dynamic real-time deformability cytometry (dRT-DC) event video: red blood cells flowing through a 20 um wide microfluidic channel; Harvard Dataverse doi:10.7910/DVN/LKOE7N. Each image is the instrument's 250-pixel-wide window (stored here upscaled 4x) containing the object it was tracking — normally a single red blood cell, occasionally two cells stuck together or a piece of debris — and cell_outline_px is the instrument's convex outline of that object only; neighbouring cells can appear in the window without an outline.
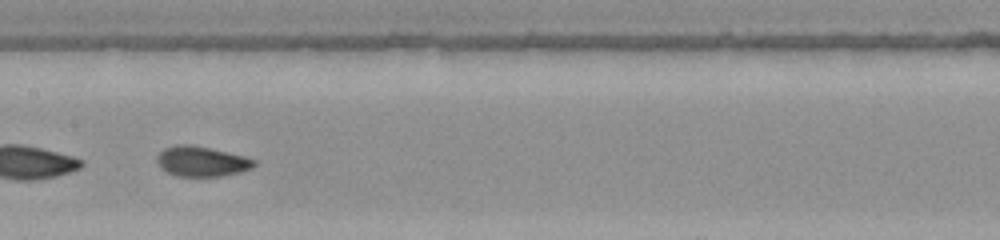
{"species": "common noctule bat (a hibernating species)", "species_latin": "Nyctalus noctula", "temperature_condition": "warm", "stored_images_in_passage": 49, "segment_of_instrument_passage": [2, 2], "camera_frame_rate_fps": 3000, "um_per_image_px": 0.085, "animal": {"sex": "female", "body_mass_g": 22.0, "forearm_length_mm": 56.7}, "frame": {"image": 1, "passage_image": 24, "time_ms": 7.667, "image_size_px": [1000, 240], "cell_outline_px": [[256, 164], [252, 168], [240, 172], [220, 176], [176, 176], [160, 168], [156, 160], [156, 156], [164, 148], [176, 144], [188, 144], [208, 148], [244, 156], [256, 160]], "centroid_in_image_um": [17.11, 13.72], "position_along_channel_um": 190.3, "area_um2": 16.99}}
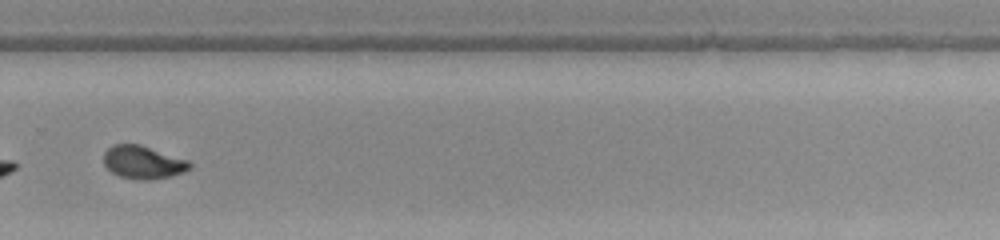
{"frame": {"image": 2, "passage_image": 33, "time_ms": 10.667, "image_size_px": [1000, 240], "cell_outline_px": [[192, 168], [184, 172], [168, 176], [148, 180], [140, 180], [120, 176], [112, 172], [104, 164], [104, 152], [112, 144], [140, 144], [188, 160], [192, 164]], "centroid_in_image_um": [12.16, 13.78], "position_along_channel_um": 317.6, "area_um2": 16.47}}